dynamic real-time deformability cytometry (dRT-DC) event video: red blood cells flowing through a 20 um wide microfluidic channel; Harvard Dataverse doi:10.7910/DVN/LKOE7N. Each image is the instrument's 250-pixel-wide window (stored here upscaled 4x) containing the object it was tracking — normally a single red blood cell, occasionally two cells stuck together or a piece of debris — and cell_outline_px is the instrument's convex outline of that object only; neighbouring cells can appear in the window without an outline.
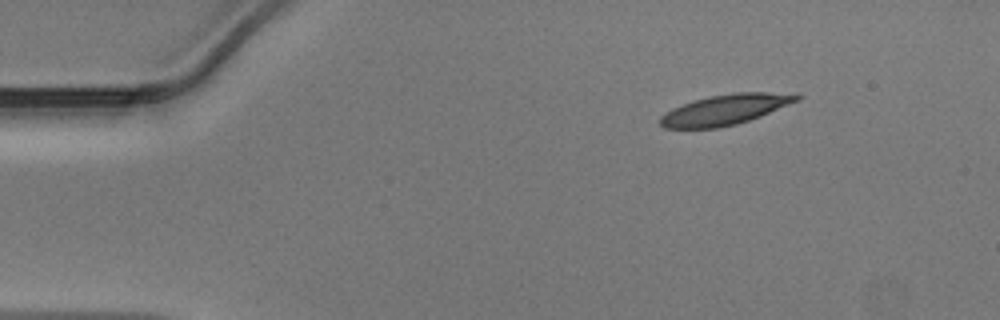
{"species": "Egyptian fruit bat (a non-hibernating species)", "species_latin": "Rousettus aegyptiacus", "temperature_condition": "warm", "stored_images_in_passage": 42, "camera_frame_rate_fps": 3000, "um_per_image_px": 0.085, "animal": {"sex": "male"}, "frame": {"image": 1, "passage_image": 1, "time_ms": 0.0, "image_size_px": [1000, 320], "cell_outline_px": [[804, 96], [800, 100], [760, 116], [736, 124], [716, 128], [664, 128], [660, 124], [660, 116], [672, 108], [692, 100], [708, 96], [732, 92], [768, 92]], "centroid_in_image_um": [61.61, 9.31], "position_along_channel_um": 23.4, "area_um2": 24.04}}
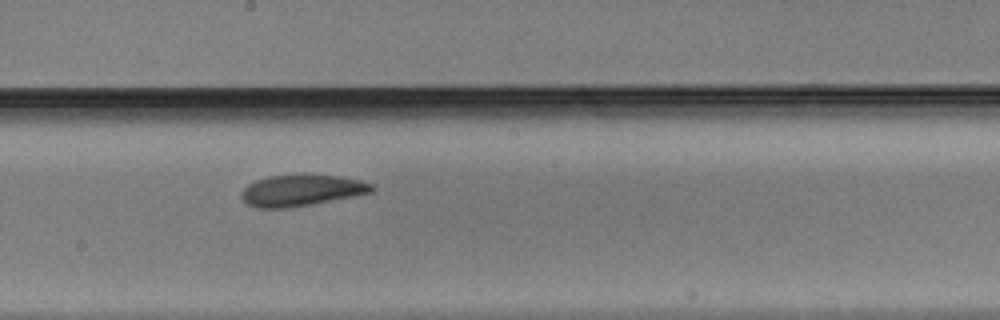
{"frame": {"image": 2, "passage_image": 21, "time_ms": 6.667, "image_size_px": [1000, 320], "cell_outline_px": [[376, 188], [372, 192], [356, 196], [312, 204], [288, 208], [256, 208], [248, 204], [240, 196], [240, 192], [248, 184], [256, 180], [268, 176], [304, 172], [340, 176], [360, 180], [372, 184]], "centroid_in_image_um": [25.64, 16.15], "position_along_channel_um": 222.6, "area_um2": 24.57}}
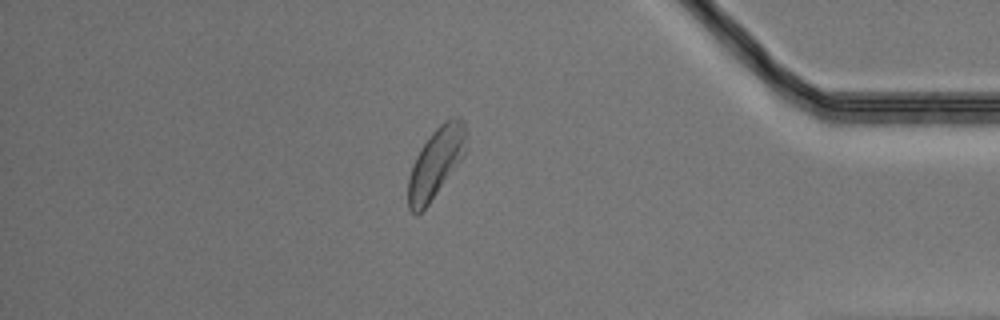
{"frame": {"image": 3, "passage_image": 36, "time_ms": 11.667, "image_size_px": [1000, 320], "cell_outline_px": [[468, 148], [464, 156], [428, 204], [416, 216], [408, 208], [408, 180], [412, 164], [420, 148], [432, 132], [444, 120], [452, 116], [460, 116], [464, 120], [468, 132]], "centroid_in_image_um": [37.1, 13.75], "position_along_channel_um": 398.1, "area_um2": 24.04}}